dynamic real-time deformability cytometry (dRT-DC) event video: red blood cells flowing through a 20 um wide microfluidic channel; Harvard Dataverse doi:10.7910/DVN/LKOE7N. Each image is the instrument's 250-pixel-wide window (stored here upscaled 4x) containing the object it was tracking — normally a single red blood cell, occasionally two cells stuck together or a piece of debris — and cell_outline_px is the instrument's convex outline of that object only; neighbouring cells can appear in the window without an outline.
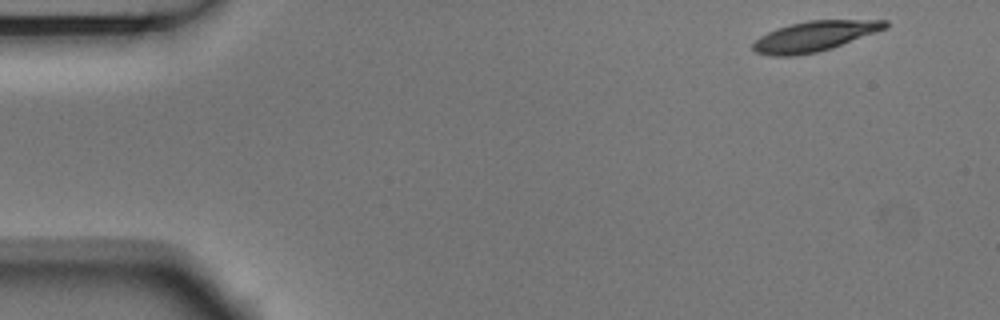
{"species": "Egyptian fruit bat (a non-hibernating species)", "species_latin": "Rousettus aegyptiacus", "temperature_condition": "room temperature", "stored_images_in_passage": 4, "camera_frame_rate_fps": 3000, "um_per_image_px": 0.085, "animal": {"sex": "male"}, "frame": {"image": 1, "passage_image": 1, "time_ms": 0.0, "image_size_px": [1000, 320], "cell_outline_px": [[888, 28], [832, 48], [816, 52], [796, 56], [772, 56], [756, 52], [752, 48], [752, 44], [760, 36], [776, 28], [808, 20], [888, 20]], "centroid_in_image_um": [69.24, 3.08], "position_along_channel_um": 15.8, "area_um2": 23.24}}
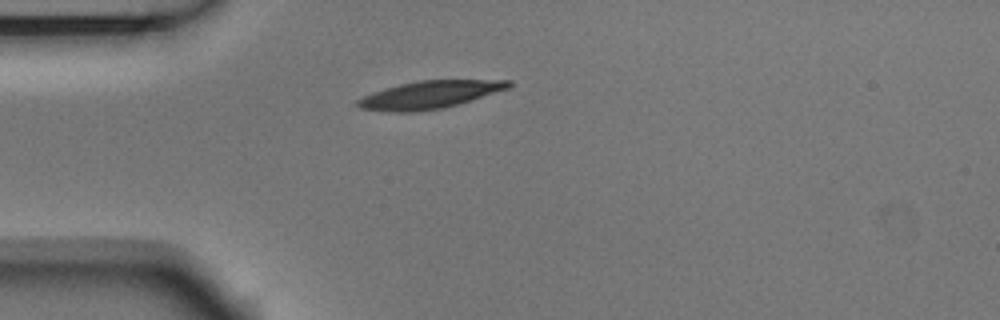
{"frame": {"image": 2, "passage_image": 4, "time_ms": 1.0, "image_size_px": [1000, 320], "cell_outline_px": [[512, 84], [508, 88], [460, 104], [444, 108], [412, 112], [392, 112], [360, 108], [356, 104], [356, 100], [372, 92], [384, 88], [400, 84], [420, 80], [512, 80]], "centroid_in_image_um": [36.51, 8.05], "position_along_channel_um": 48.5, "area_um2": 24.28}}